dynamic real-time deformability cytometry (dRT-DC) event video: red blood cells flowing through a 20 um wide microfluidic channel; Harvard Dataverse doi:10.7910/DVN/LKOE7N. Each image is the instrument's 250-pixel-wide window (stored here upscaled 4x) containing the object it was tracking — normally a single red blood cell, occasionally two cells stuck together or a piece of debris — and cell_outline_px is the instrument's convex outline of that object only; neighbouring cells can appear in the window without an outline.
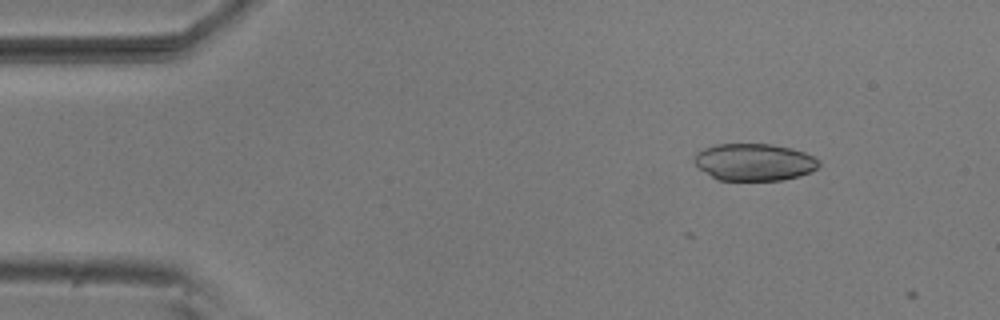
{"species": "common noctule bat (a hibernating species)", "species_latin": "Nyctalus noctula", "temperature_condition": "room temperature", "stored_images_in_passage": 3, "camera_frame_rate_fps": 3000, "um_per_image_px": 0.085, "animal": {"sex": "male", "body_mass_g": 20.5, "forearm_length_mm": 52.5}, "frame": {"image": 1, "passage_image": 2, "time_ms": 0.333, "image_size_px": [1000, 320], "cell_outline_px": [[820, 164], [812, 172], [800, 176], [784, 180], [716, 180], [700, 168], [696, 164], [696, 152], [704, 148], [716, 144], [772, 144], [792, 148], [804, 152], [820, 160]], "centroid_in_image_um": [64.15, 13.78], "position_along_channel_um": 20.9, "area_um2": 26.99}}